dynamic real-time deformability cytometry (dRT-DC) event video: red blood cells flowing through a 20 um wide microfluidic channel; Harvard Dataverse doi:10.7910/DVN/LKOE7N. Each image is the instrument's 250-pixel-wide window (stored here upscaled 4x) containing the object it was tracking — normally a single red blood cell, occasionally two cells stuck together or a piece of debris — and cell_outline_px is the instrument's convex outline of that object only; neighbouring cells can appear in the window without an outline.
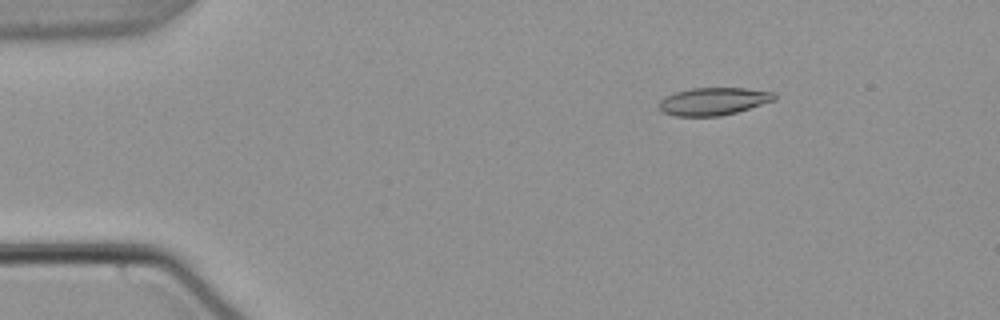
{"species": "common noctule bat (a hibernating species)", "species_latin": "Nyctalus noctula", "temperature_condition": "warm", "stored_images_in_passage": 47, "camera_frame_rate_fps": 3000, "um_per_image_px": 0.085, "animal": {"sex": "male", "body_mass_g": 21.5, "forearm_length_mm": 52.0}, "frame": {"image": 1, "passage_image": 1, "time_ms": 0.0, "image_size_px": [1000, 320], "cell_outline_px": [[776, 100], [736, 112], [720, 116], [676, 116], [664, 112], [656, 108], [660, 100], [676, 92], [692, 88], [744, 88], [776, 92]], "centroid_in_image_um": [60.65, 8.61], "position_along_channel_um": 24.3, "area_um2": 18.55}}
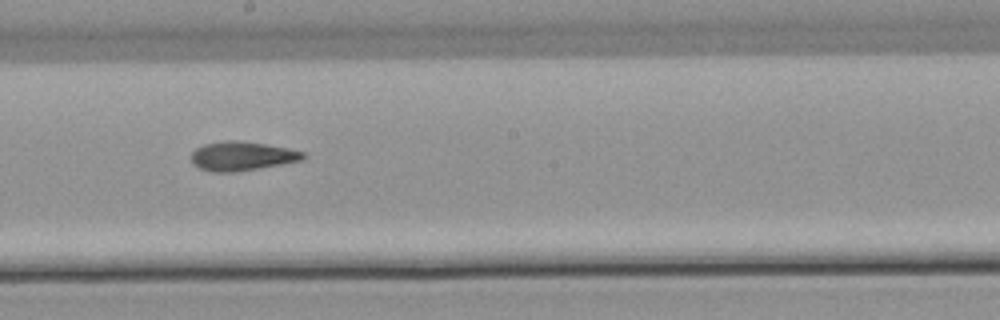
{"frame": {"image": 2, "passage_image": 23, "time_ms": 7.333, "image_size_px": [1000, 320], "cell_outline_px": [[308, 156], [300, 160], [280, 164], [232, 172], [212, 172], [200, 168], [192, 164], [192, 152], [196, 148], [204, 144], [224, 140], [236, 140], [264, 144], [288, 148], [304, 152]], "centroid_in_image_um": [20.54, 13.26], "position_along_channel_um": 227.7, "area_um2": 18.73}}
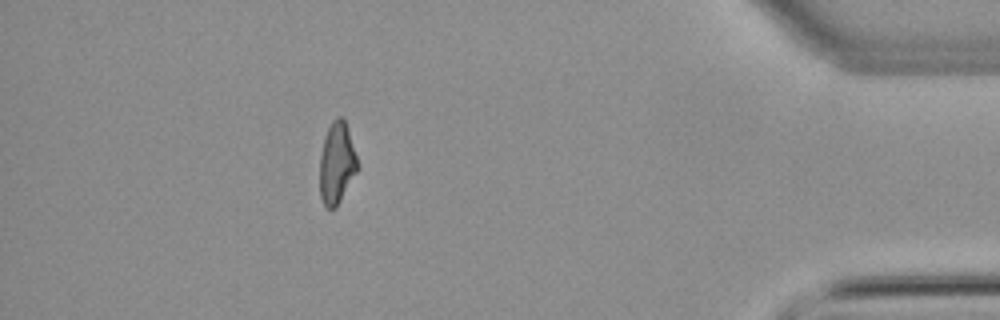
{"frame": {"image": 3, "passage_image": 41, "time_ms": 13.333, "image_size_px": [1000, 320], "cell_outline_px": [[356, 172], [336, 208], [328, 208], [324, 204], [320, 196], [320, 156], [324, 136], [332, 120], [336, 116], [344, 116], [356, 156]], "centroid_in_image_um": [28.6, 13.83], "position_along_channel_um": 406.6, "area_um2": 17.69}, "authors_computed_cell_mechanics": {"area_um2": 18.5538, "velocity_mm_per_s": 3.8135, "shape_relaxation_time_tau1_ms": null, "shape_relaxation_time_tau2_ms": 3.9023, "deformation_change_tau1": null, "deformation_change_tau2": 0.1359}}